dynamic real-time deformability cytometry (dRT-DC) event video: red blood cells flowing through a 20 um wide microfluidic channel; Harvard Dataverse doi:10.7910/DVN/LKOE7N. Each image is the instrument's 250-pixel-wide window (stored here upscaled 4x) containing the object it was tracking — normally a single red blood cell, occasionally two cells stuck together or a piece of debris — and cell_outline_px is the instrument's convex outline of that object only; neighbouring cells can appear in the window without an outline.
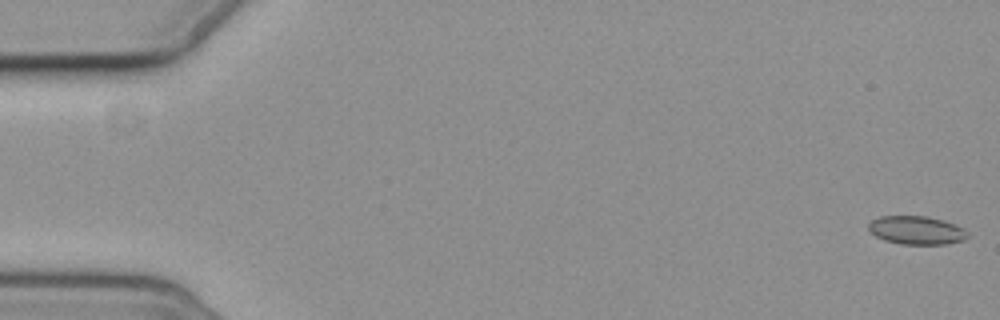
{"species": "common noctule bat (a hibernating species)", "species_latin": "Nyctalus noctula", "temperature_condition": "cold", "stored_images_in_passage": 6, "camera_frame_rate_fps": 3000, "um_per_image_px": 0.085, "animal": {"sex": "female", "body_mass_g": 19.3, "forearm_length_mm": 54.1}, "frame": {"image": 1, "passage_image": 1, "time_ms": 0.0, "image_size_px": [1000, 320], "cell_outline_px": [[968, 236], [964, 240], [948, 244], [900, 244], [884, 240], [876, 236], [868, 228], [868, 224], [872, 220], [880, 216], [928, 216], [944, 220], [964, 228], [968, 232]], "centroid_in_image_um": [77.93, 19.57], "position_along_channel_um": 7.1, "area_um2": 16.47}}
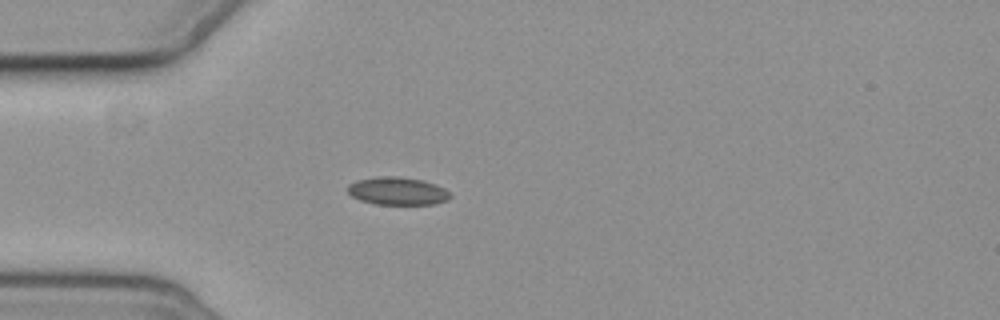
{"frame": {"image": 2, "passage_image": 5, "time_ms": 5.333, "image_size_px": [1000, 320], "cell_outline_px": [[452, 196], [448, 200], [436, 204], [376, 204], [360, 200], [352, 196], [348, 192], [348, 184], [356, 180], [376, 176], [396, 176], [424, 180], [436, 184], [444, 188]], "centroid_in_image_um": [33.79, 16.23], "position_along_channel_um": 51.2, "area_um2": 16.76}}